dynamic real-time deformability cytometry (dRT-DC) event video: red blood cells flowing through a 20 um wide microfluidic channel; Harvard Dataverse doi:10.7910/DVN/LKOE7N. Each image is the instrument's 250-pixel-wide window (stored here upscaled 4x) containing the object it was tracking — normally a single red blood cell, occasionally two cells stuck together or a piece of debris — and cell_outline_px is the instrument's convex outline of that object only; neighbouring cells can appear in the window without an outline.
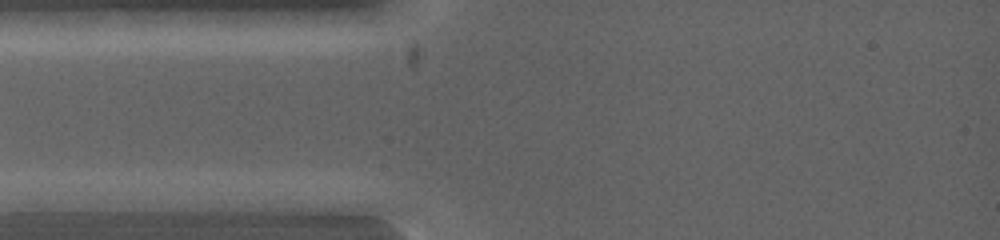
{"species": "common noctule bat (a hibernating species)", "species_latin": "Nyctalus noctula", "temperature_condition": "warm", "stored_images_in_passage": 2, "camera_frame_rate_fps": 5000, "um_per_image_px": 0.085, "animal": {"sex": "female", "body_mass_g": 19.0, "forearm_length_mm": 53.3}, "frame": {"image": 1, "passage_image": 1, "time_ms": 0.0, "image_size_px": [1000, 240], "cell_outline_px": [[172, 200], [160, 208], [144, 212], [16, 212], [12, 200], [20, 192], [108, 192]], "centroid_in_image_um": [7.21, 17.21], "position_along_channel_um": 77.8, "area_um2": 19.94}}